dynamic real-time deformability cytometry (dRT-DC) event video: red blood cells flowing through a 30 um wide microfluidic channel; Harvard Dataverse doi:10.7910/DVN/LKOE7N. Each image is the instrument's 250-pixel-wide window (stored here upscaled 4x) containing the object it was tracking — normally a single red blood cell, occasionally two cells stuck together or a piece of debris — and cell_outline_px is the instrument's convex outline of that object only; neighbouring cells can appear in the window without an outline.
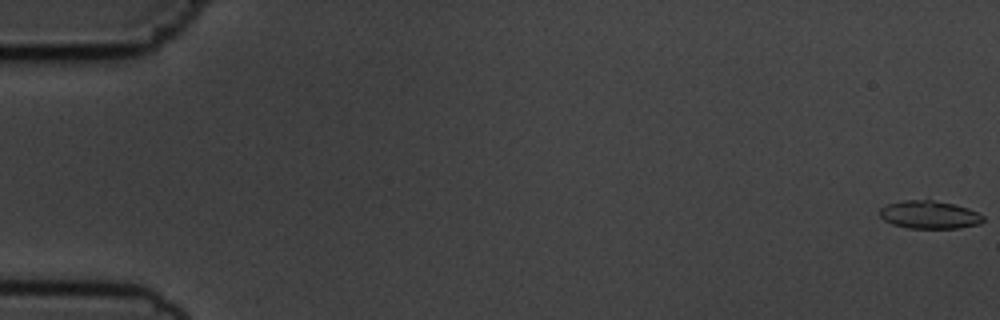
{"species": "common noctule bat (a hibernating species)", "species_latin": "Nyctalus noctula", "temperature_condition": "cold", "stored_images_in_passage": 6, "camera_frame_rate_fps": 3000, "um_per_image_px": 0.085, "animal": {"sex": "male", "body_mass_g": 19.5, "forearm_length_mm": 54.6}, "frame": {"image": 1, "passage_image": 1, "time_ms": 0.0, "image_size_px": [1000, 320], "cell_outline_px": [[984, 220], [980, 224], [960, 228], [908, 228], [892, 224], [884, 220], [880, 216], [880, 208], [888, 204], [904, 200], [932, 200], [956, 204], [968, 208], [984, 216]], "centroid_in_image_um": [79.01, 18.25], "position_along_channel_um": 6.0, "area_um2": 16.88}}
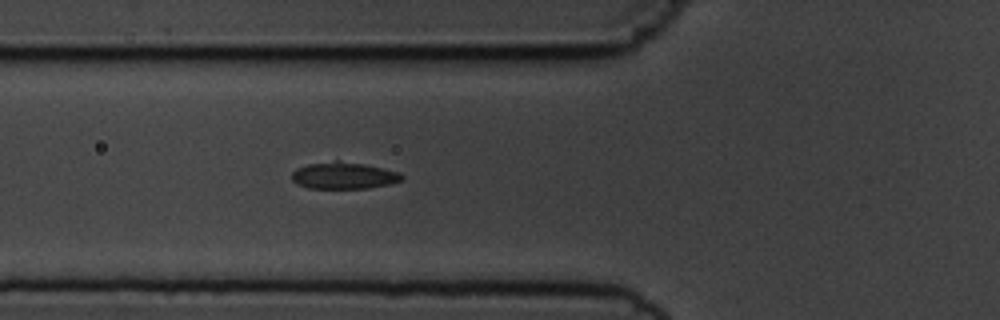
{"frame": {"image": 2, "passage_image": 6, "time_ms": 6.667, "image_size_px": [1000, 320], "cell_outline_px": [[404, 180], [388, 184], [368, 188], [308, 188], [296, 184], [292, 180], [292, 172], [296, 168], [308, 164], [336, 160], [340, 160], [364, 164], [400, 172], [404, 176]], "centroid_in_image_um": [29.21, 14.91], "position_along_channel_um": 96.6, "area_um2": 17.28}}